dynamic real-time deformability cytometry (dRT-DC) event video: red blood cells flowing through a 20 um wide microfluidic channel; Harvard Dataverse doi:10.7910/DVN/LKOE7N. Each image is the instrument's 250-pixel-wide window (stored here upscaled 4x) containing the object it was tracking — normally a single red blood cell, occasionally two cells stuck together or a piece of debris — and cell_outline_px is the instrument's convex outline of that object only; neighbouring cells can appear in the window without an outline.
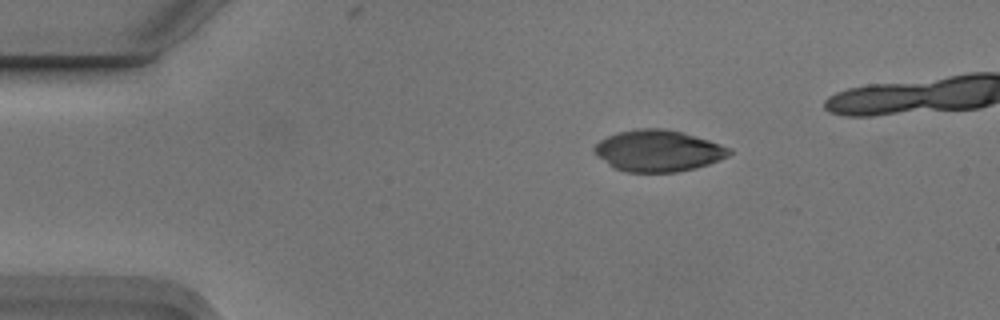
{"species": "Egyptian fruit bat (a non-hibernating species)", "species_latin": "Rousettus aegyptiacus", "temperature_condition": "cold", "stored_images_in_passage": 3, "camera_frame_rate_fps": 3000, "um_per_image_px": 0.085, "animal": {"sex": "male"}, "frame": {"image": 1, "passage_image": 1, "time_ms": 0.0, "image_size_px": [1000, 320], "cell_outline_px": [[732, 152], [728, 156], [708, 164], [696, 168], [676, 172], [628, 172], [616, 168], [608, 164], [596, 156], [592, 152], [592, 148], [600, 140], [608, 136], [620, 132], [636, 128], [668, 128], [708, 140], [732, 148]], "centroid_in_image_um": [55.93, 12.81], "position_along_channel_um": 29.1, "area_um2": 32.6}}